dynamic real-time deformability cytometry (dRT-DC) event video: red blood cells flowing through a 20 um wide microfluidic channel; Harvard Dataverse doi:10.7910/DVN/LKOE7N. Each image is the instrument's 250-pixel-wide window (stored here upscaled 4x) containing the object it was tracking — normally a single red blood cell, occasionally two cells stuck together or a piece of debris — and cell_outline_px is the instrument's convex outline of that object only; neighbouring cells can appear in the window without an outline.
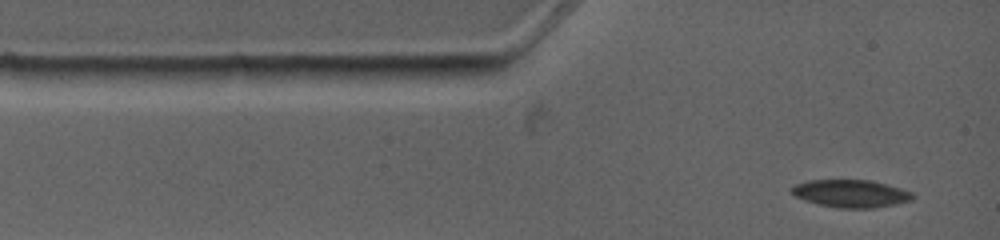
{"species": "common noctule bat (a hibernating species)", "species_latin": "Nyctalus noctula", "temperature_condition": "warm", "stored_images_in_passage": 2, "camera_frame_rate_fps": 4500, "um_per_image_px": 0.085, "animal": {"sex": "female", "body_mass_g": 19.0, "forearm_length_mm": 53.3}, "frame": {"image": 1, "passage_image": 1, "time_ms": 0.0, "image_size_px": [1000, 240], "cell_outline_px": [[916, 196], [912, 200], [896, 204], [872, 208], [840, 208], [820, 204], [804, 200], [792, 196], [788, 188], [792, 184], [808, 180], [868, 180], [900, 188], [912, 192]], "centroid_in_image_um": [72.25, 16.45], "position_along_channel_um": 12.7, "area_um2": 19.65}}